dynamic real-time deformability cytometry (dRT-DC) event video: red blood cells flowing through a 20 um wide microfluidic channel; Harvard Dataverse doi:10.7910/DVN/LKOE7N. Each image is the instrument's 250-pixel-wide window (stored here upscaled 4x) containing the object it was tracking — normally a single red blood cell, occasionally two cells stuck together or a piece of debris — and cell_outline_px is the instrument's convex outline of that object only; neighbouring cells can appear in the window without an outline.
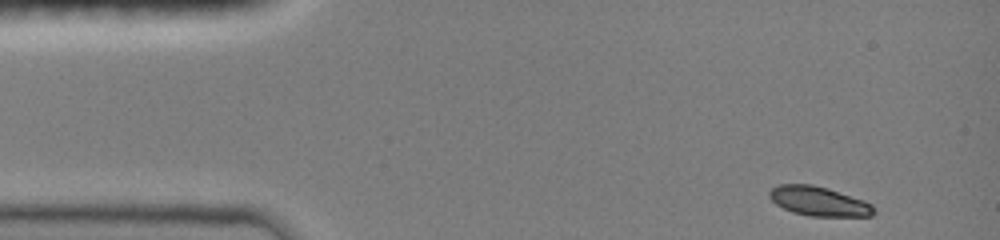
{"species": "common noctule bat (a hibernating species)", "species_latin": "Nyctalus noctula", "temperature_condition": "room temperature", "stored_images_in_passage": 42, "camera_frame_rate_fps": 3000, "um_per_image_px": 0.085, "animal": {"sex": "female", "body_mass_g": 19.0, "forearm_length_mm": 51.5}, "frame": {"image": 1, "passage_image": 1, "time_ms": 0.0, "image_size_px": [1000, 240], "cell_outline_px": [[876, 212], [872, 216], [808, 216], [792, 212], [776, 204], [768, 196], [768, 192], [772, 188], [780, 184], [812, 184], [828, 188], [864, 200], [872, 204]], "centroid_in_image_um": [69.61, 17.1], "position_along_channel_um": 15.4, "area_um2": 17.98}}
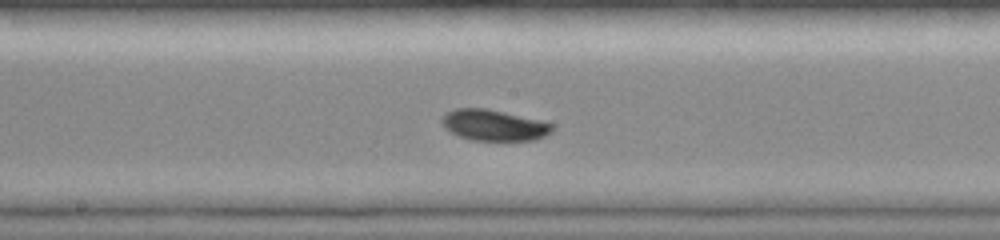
{"frame": {"image": 2, "passage_image": 22, "time_ms": 7.0, "image_size_px": [1000, 240], "cell_outline_px": [[552, 132], [536, 140], [472, 140], [460, 136], [444, 128], [440, 120], [444, 112], [456, 108], [484, 108], [504, 112], [540, 120], [552, 124]], "centroid_in_image_um": [41.94, 10.63], "position_along_channel_um": 206.3, "area_um2": 19.88}}
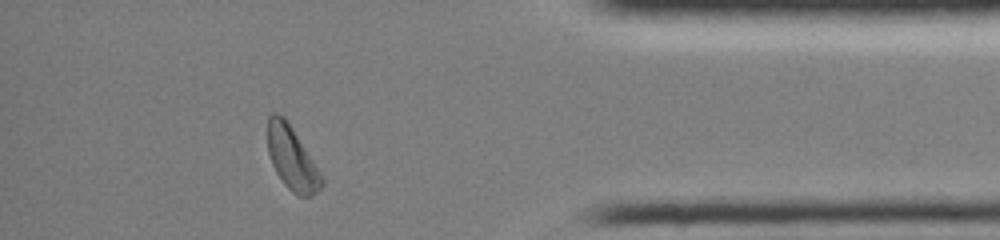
{"frame": {"image": 3, "passage_image": 39, "time_ms": 12.667, "image_size_px": [1000, 240], "cell_outline_px": [[324, 184], [312, 196], [300, 196], [292, 192], [284, 184], [276, 172], [272, 164], [268, 152], [268, 116], [272, 112], [276, 112], [284, 116], [288, 120], [324, 180]], "centroid_in_image_um": [24.79, 13.43], "position_along_channel_um": 410.4, "area_um2": 19.71}}